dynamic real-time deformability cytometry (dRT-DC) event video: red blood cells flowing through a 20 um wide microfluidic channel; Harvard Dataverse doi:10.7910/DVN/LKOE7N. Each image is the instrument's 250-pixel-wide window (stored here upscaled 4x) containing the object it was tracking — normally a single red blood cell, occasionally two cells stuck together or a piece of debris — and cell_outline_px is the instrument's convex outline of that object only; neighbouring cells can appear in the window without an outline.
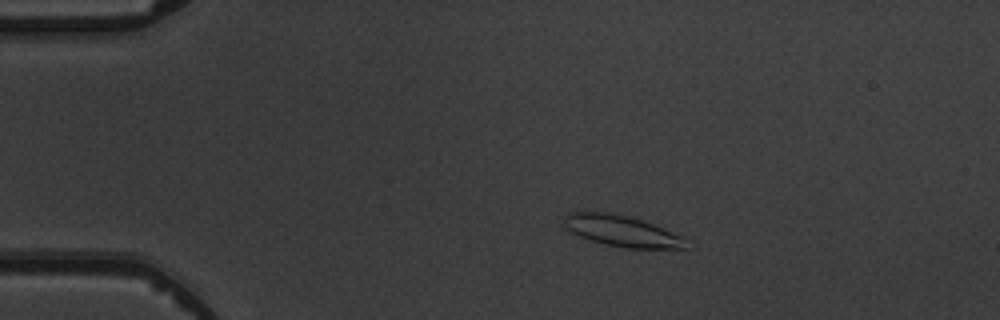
{"species": "common noctule bat (a hibernating species)", "species_latin": "Nyctalus noctula", "temperature_condition": "warm", "stored_images_in_passage": 8, "camera_frame_rate_fps": 3000, "um_per_image_px": 0.085, "animal": {"sex": "male", "body_mass_g": 19.5, "forearm_length_mm": 54.6}, "frame": {"image": 1, "passage_image": 4, "time_ms": 3.333, "image_size_px": [1000, 320], "cell_outline_px": [[688, 248], [624, 248], [592, 240], [580, 236], [564, 228], [564, 216], [568, 212], [608, 212], [628, 216], [652, 224], [684, 236], [688, 244]], "centroid_in_image_um": [52.86, 19.63], "position_along_channel_um": 32.1, "area_um2": 21.91}}
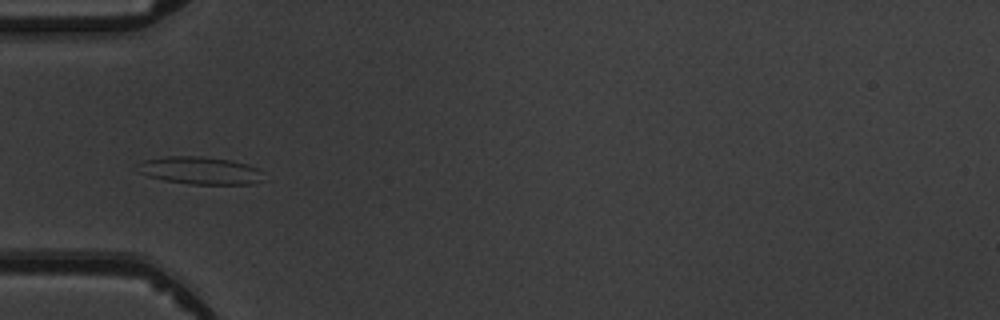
{"frame": {"image": 2, "passage_image": 6, "time_ms": 5.667, "image_size_px": [1000, 320], "cell_outline_px": [[268, 180], [252, 184], [192, 184], [164, 180], [148, 176], [140, 172], [144, 160], [168, 156], [204, 156], [232, 160], [248, 164], [264, 172]], "centroid_in_image_um": [17.18, 14.5], "position_along_channel_um": 67.8, "area_um2": 20.29}}
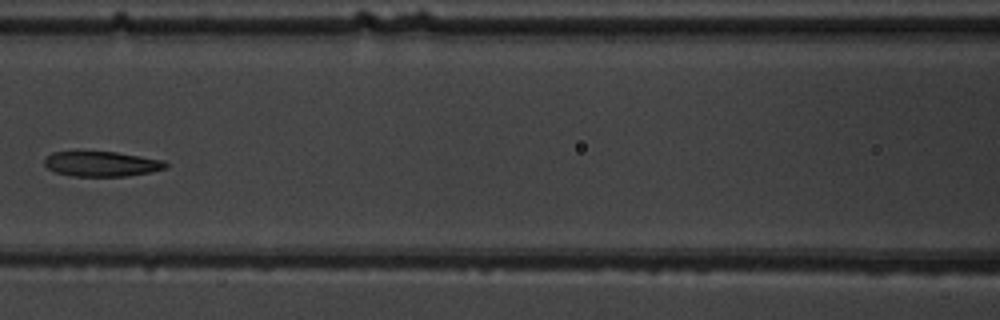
{"frame": {"image": 3, "passage_image": 8, "time_ms": 8.0, "image_size_px": [1000, 320], "cell_outline_px": [[168, 168], [152, 172], [128, 176], [72, 176], [56, 172], [48, 168], [44, 164], [44, 160], [52, 152], [116, 152], [164, 160], [168, 164]], "centroid_in_image_um": [8.69, 13.94], "position_along_channel_um": 157.9, "area_um2": 17.69}}